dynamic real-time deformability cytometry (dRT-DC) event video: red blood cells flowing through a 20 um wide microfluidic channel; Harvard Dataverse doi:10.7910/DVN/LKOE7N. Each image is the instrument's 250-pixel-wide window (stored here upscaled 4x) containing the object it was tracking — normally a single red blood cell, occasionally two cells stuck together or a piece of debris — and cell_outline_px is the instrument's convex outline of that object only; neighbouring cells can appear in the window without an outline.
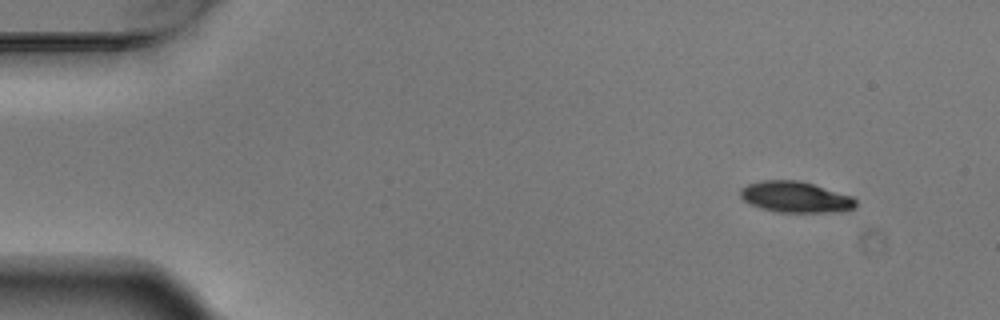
{"species": "Egyptian fruit bat (a non-hibernating species)", "species_latin": "Rousettus aegyptiacus", "temperature_condition": "warm", "stored_images_in_passage": 4, "camera_frame_rate_fps": 3000, "um_per_image_px": 0.085, "animal": {"sex": "male"}, "frame": {"image": 1, "passage_image": 1, "time_ms": 0.0, "image_size_px": [1000, 320], "cell_outline_px": [[856, 208], [840, 212], [776, 212], [760, 208], [744, 200], [740, 196], [740, 188], [748, 184], [760, 180], [800, 180], [856, 196]], "centroid_in_image_um": [67.68, 16.74], "position_along_channel_um": 17.3, "area_um2": 21.27}}
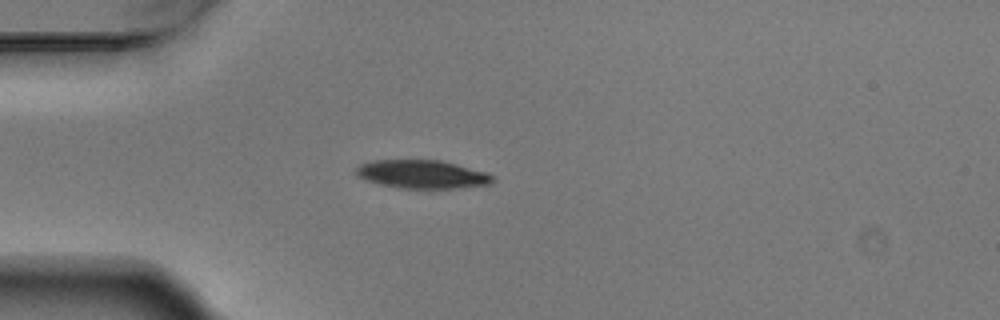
{"frame": {"image": 2, "passage_image": 4, "time_ms": 1.0, "image_size_px": [1000, 320], "cell_outline_px": [[492, 180], [488, 184], [452, 188], [404, 188], [380, 184], [368, 180], [360, 176], [356, 172], [356, 168], [360, 164], [372, 160], [440, 160], [488, 172], [492, 176]], "centroid_in_image_um": [35.88, 14.79], "position_along_channel_um": 49.1, "area_um2": 22.14}}